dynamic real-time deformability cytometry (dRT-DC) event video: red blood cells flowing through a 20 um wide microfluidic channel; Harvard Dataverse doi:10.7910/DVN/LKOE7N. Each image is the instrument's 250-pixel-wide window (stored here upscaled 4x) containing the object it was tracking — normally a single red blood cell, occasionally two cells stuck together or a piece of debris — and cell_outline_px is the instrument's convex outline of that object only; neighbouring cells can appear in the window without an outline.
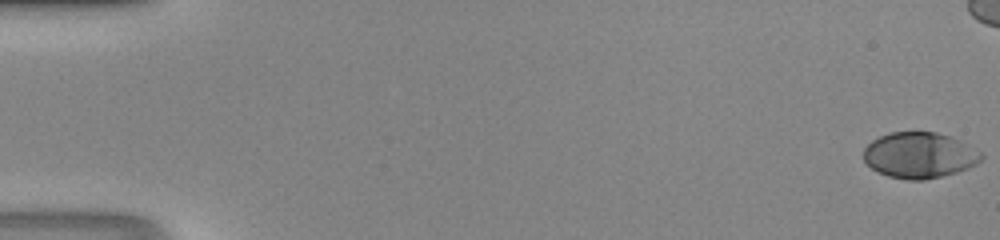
{"species": "human", "species_latin": "Homo sapiens", "temperature_condition": "room temperature", "stored_images_in_passage": 41, "camera_frame_rate_fps": 3000, "um_per_image_px": 0.085, "donor": {"sex": "male"}, "frame": {"image": 1, "passage_image": 1, "time_ms": 0.0, "image_size_px": [1000, 240], "cell_outline_px": [[984, 156], [976, 164], [968, 168], [956, 172], [924, 180], [908, 180], [888, 176], [872, 168], [864, 160], [864, 148], [872, 140], [888, 132], [936, 132], [960, 140], [980, 152]], "centroid_in_image_um": [78.14, 13.19], "position_along_channel_um": 6.9, "area_um2": 31.21}}